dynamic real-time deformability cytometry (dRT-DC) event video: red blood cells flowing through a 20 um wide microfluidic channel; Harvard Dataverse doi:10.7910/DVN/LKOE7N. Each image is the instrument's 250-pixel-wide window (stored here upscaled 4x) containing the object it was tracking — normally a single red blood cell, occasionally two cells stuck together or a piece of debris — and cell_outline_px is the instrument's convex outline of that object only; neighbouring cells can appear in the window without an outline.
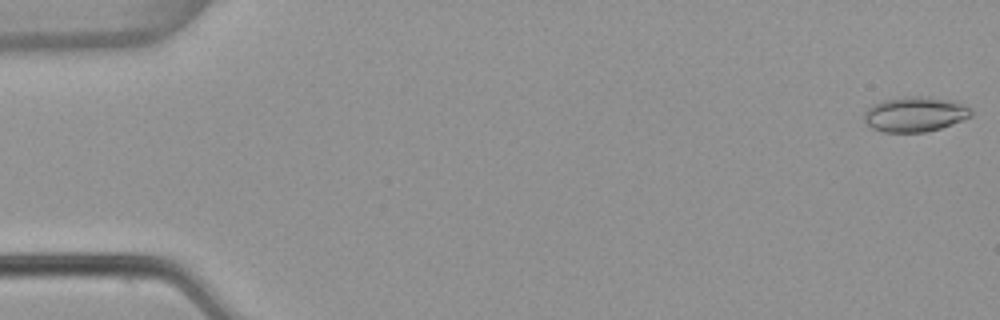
{"species": "common noctule bat (a hibernating species)", "species_latin": "Nyctalus noctula", "temperature_condition": "warm", "stored_images_in_passage": 53, "camera_frame_rate_fps": 3000, "um_per_image_px": 0.085, "animal": {"sex": "female", "body_mass_g": 22.7, "forearm_length_mm": 54.2}, "frame": {"image": 1, "passage_image": 1, "time_ms": 0.0, "image_size_px": [1000, 320], "cell_outline_px": [[972, 116], [964, 120], [940, 128], [924, 132], [884, 132], [872, 128], [864, 124], [864, 112], [872, 104], [884, 100], [912, 96], [928, 96], [956, 100], [972, 108]], "centroid_in_image_um": [77.8, 9.7], "position_along_channel_um": 7.2, "area_um2": 22.2}}
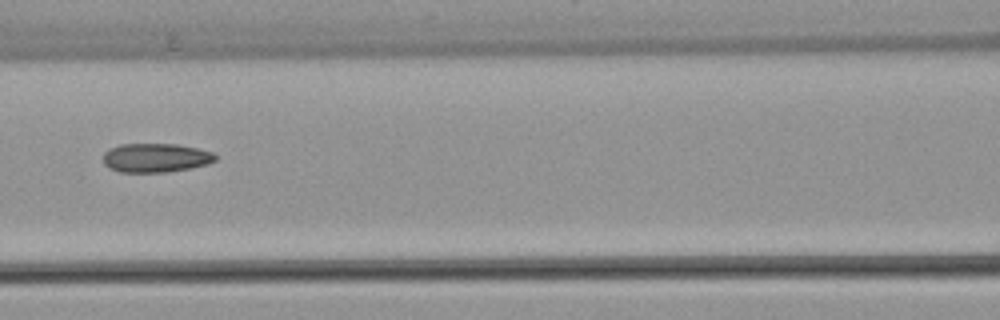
{"frame": {"image": 2, "passage_image": 24, "time_ms": 7.667, "image_size_px": [1000, 320], "cell_outline_px": [[216, 160], [208, 164], [192, 168], [168, 172], [120, 172], [108, 168], [104, 164], [104, 152], [120, 144], [176, 144], [196, 148], [212, 152], [216, 156]], "centroid_in_image_um": [13.24, 13.42], "position_along_channel_um": 153.4, "area_um2": 18.96}}
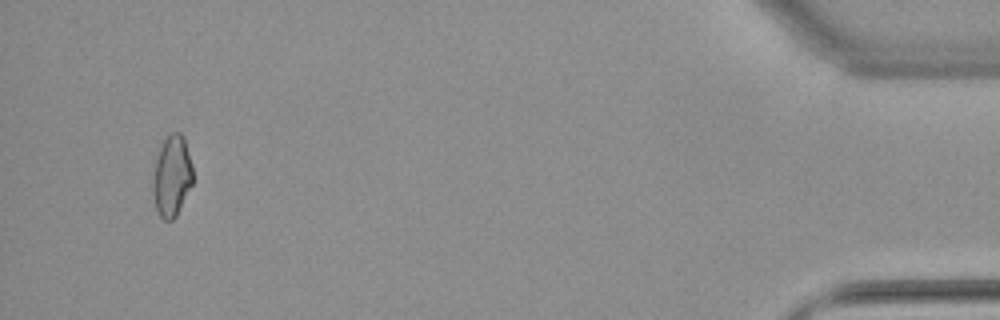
{"frame": {"image": 3, "passage_image": 51, "time_ms": 16.667, "image_size_px": [1000, 320], "cell_outline_px": [[192, 184], [176, 216], [172, 220], [164, 220], [160, 216], [156, 208], [152, 184], [152, 180], [156, 160], [160, 148], [164, 140], [172, 132], [180, 132], [184, 140], [192, 164]], "centroid_in_image_um": [14.61, 14.98], "position_along_channel_um": 420.6, "area_um2": 18.5}, "authors_computed_cell_mechanics": {"area_um2": 19.1896, "velocity_mm_per_s": 3.8517, "shape_relaxation_time_tau1_ms": null, "shape_relaxation_time_tau2_ms": 3.1748, "deformation_change_tau1": null, "deformation_change_tau2": 0.0792}}